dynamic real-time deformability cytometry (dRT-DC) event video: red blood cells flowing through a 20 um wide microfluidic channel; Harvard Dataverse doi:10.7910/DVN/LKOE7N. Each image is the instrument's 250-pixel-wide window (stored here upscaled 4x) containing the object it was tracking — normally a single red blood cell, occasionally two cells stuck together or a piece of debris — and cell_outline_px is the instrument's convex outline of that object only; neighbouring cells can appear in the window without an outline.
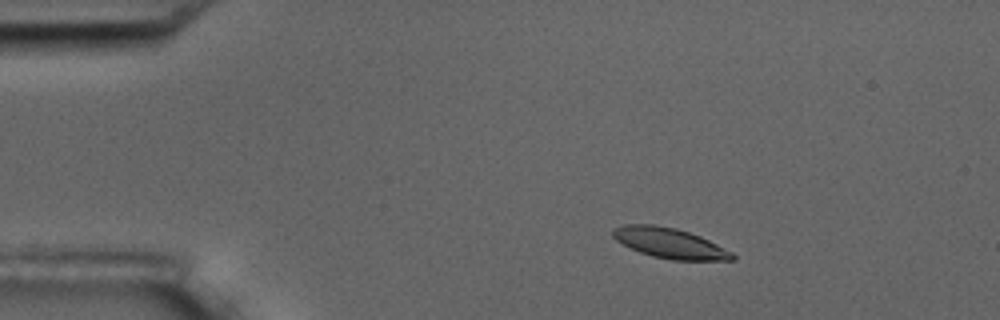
{"species": "common noctule bat (a hibernating species)", "species_latin": "Nyctalus noctula", "temperature_condition": "room temperature", "stored_images_in_passage": 4, "camera_frame_rate_fps": 3000, "um_per_image_px": 0.085, "animal": {"sex": "male", "body_mass_g": 17.5, "forearm_length_mm": 52.3}, "frame": {"image": 1, "passage_image": 2, "time_ms": 1.333, "image_size_px": [1000, 320], "cell_outline_px": [[736, 260], [672, 260], [652, 256], [640, 252], [616, 240], [612, 236], [612, 228], [624, 224], [652, 224], [676, 228], [700, 236], [732, 252], [736, 256]], "centroid_in_image_um": [56.91, 20.66], "position_along_channel_um": 28.1, "area_um2": 20.98}}